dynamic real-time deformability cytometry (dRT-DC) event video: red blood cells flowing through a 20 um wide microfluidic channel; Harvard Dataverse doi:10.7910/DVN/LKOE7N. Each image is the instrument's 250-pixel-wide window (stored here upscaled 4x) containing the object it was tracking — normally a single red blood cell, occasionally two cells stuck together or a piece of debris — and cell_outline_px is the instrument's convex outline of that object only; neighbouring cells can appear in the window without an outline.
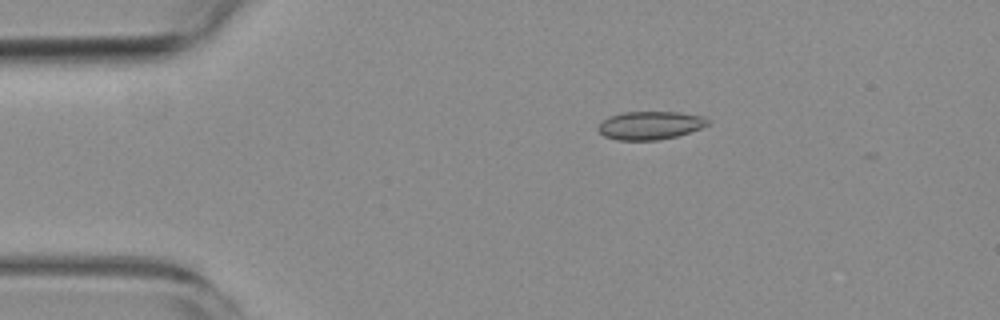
{"species": "common noctule bat (a hibernating species)", "species_latin": "Nyctalus noctula", "temperature_condition": "room temperature", "stored_images_in_passage": 3, "camera_frame_rate_fps": 3000, "um_per_image_px": 0.085, "animal": {"sex": "female", "body_mass_g": 19.3, "forearm_length_mm": 54.1}, "frame": {"image": 1, "passage_image": 1, "time_ms": 0.0, "image_size_px": [1000, 320], "cell_outline_px": [[708, 124], [700, 128], [676, 136], [656, 140], [616, 140], [604, 136], [596, 128], [608, 116], [624, 112], [680, 112], [704, 116], [708, 120]], "centroid_in_image_um": [55.23, 10.65], "position_along_channel_um": 29.8, "area_um2": 17.92}}
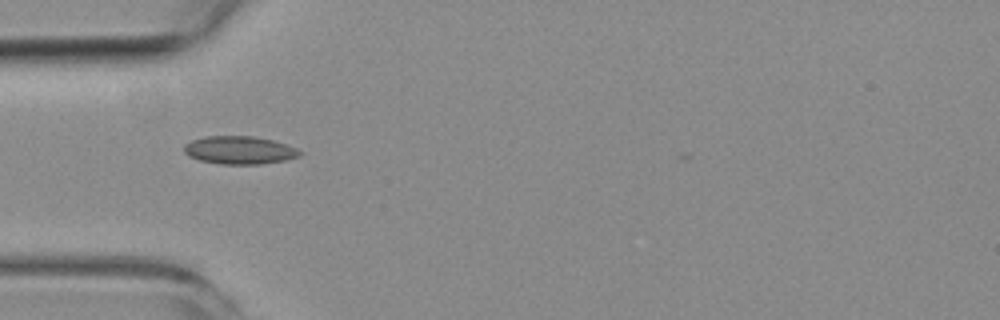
{"frame": {"image": 2, "passage_image": 3, "time_ms": 2.333, "image_size_px": [1000, 320], "cell_outline_px": [[304, 152], [300, 156], [284, 160], [260, 164], [220, 164], [200, 160], [188, 156], [184, 152], [184, 144], [192, 140], [204, 136], [252, 136], [272, 140], [296, 148]], "centroid_in_image_um": [20.33, 12.76], "position_along_channel_um": 64.7, "area_um2": 18.84}}